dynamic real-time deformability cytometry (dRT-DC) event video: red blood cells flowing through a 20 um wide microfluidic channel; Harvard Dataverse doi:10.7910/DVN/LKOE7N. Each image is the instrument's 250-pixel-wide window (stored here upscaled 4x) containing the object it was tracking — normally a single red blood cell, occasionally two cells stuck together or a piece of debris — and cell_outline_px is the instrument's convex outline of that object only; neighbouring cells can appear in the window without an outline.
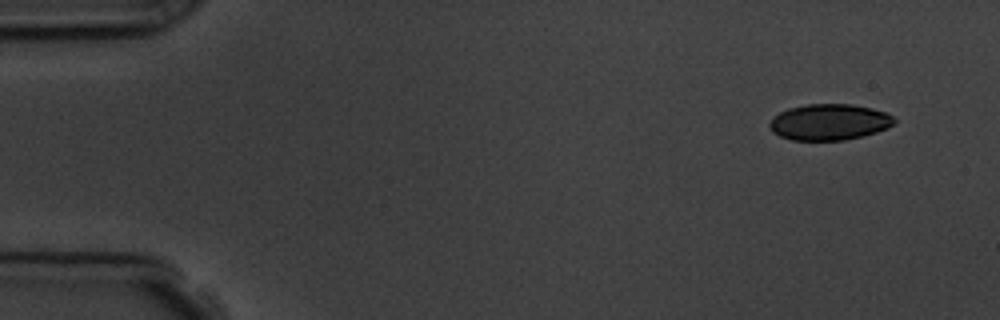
{"species": "common noctule bat (a hibernating species)", "species_latin": "Nyctalus noctula", "temperature_condition": "room temperature", "stored_images_in_passage": 4, "camera_frame_rate_fps": 3000, "um_per_image_px": 0.085, "animal": {"sex": "male", "body_mass_g": 19.5, "forearm_length_mm": 54.6}, "frame": {"image": 1, "passage_image": 1, "time_ms": 0.0, "image_size_px": [1000, 320], "cell_outline_px": [[896, 120], [888, 128], [876, 132], [844, 140], [792, 140], [780, 136], [772, 132], [768, 124], [780, 112], [788, 108], [808, 104], [852, 104], [872, 108], [884, 112], [892, 116]], "centroid_in_image_um": [70.48, 10.37], "position_along_channel_um": 14.5, "area_um2": 26.07}}
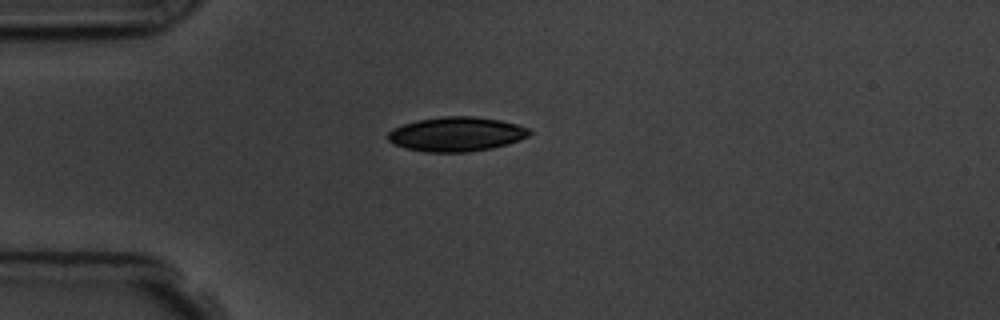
{"frame": {"image": 2, "passage_image": 4, "time_ms": 3.333, "image_size_px": [1000, 320], "cell_outline_px": [[532, 132], [528, 136], [508, 144], [492, 148], [468, 152], [424, 152], [404, 148], [388, 140], [388, 132], [392, 128], [404, 124], [420, 120], [440, 116], [476, 116], [500, 120], [516, 124], [528, 128]], "centroid_in_image_um": [38.79, 11.4], "position_along_channel_um": 46.2, "area_um2": 28.38}}